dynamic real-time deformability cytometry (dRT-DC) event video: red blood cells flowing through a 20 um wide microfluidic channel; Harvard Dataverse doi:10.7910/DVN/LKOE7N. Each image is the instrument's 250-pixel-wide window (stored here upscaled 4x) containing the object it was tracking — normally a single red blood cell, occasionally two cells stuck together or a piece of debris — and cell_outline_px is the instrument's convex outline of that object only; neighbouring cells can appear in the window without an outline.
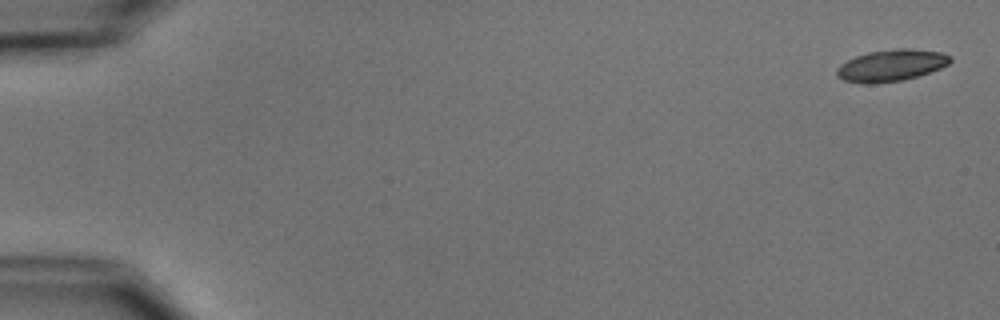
{"species": "common noctule bat (a hibernating species)", "species_latin": "Nyctalus noctula", "temperature_condition": "cold", "stored_images_in_passage": 5, "camera_frame_rate_fps": 3000, "um_per_image_px": 0.085, "animal": {"sex": "male", "body_mass_g": 15.6}, "frame": {"image": 1, "passage_image": 1, "time_ms": 0.0, "image_size_px": [1000, 320], "cell_outline_px": [[952, 60], [948, 64], [940, 68], [904, 80], [872, 84], [864, 84], [844, 80], [836, 76], [836, 68], [840, 64], [856, 56], [868, 52], [896, 48], [908, 48], [940, 52], [952, 56]], "centroid_in_image_um": [75.73, 5.56], "position_along_channel_um": 9.3, "area_um2": 20.98}}
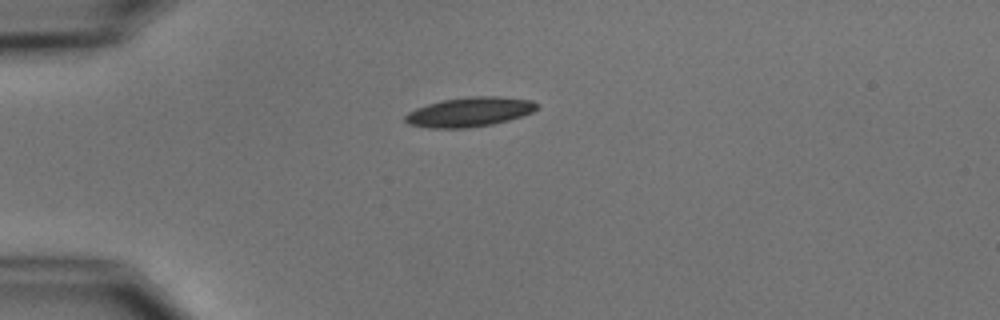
{"frame": {"image": 2, "passage_image": 4, "time_ms": 4.333, "image_size_px": [1000, 320], "cell_outline_px": [[540, 108], [532, 112], [508, 120], [492, 124], [468, 128], [428, 128], [408, 124], [404, 120], [404, 116], [408, 112], [416, 108], [440, 100], [468, 96], [500, 96], [532, 100], [540, 104]], "centroid_in_image_um": [39.92, 9.51], "position_along_channel_um": 45.1, "area_um2": 22.89}}